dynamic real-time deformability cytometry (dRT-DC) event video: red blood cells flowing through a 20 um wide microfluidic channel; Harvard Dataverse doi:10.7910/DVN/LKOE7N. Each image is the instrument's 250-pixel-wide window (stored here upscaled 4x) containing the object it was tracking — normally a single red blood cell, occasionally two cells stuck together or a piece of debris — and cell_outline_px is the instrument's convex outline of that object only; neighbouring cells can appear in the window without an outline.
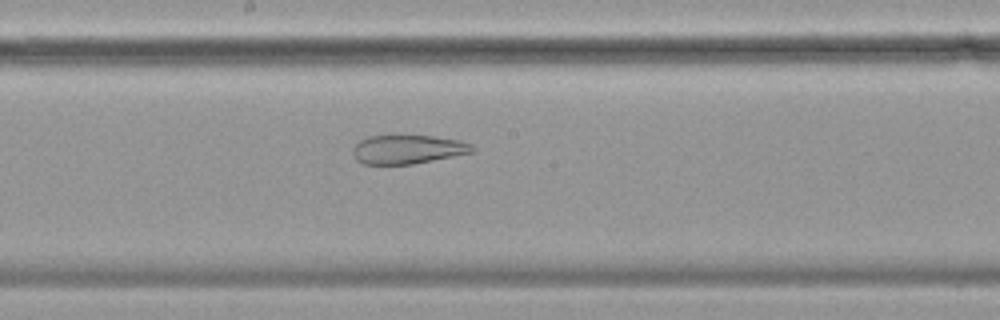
{"species": "common noctule bat (a hibernating species)", "species_latin": "Nyctalus noctula", "temperature_condition": "cold", "stored_images_in_passage": 57, "camera_frame_rate_fps": 3000, "um_per_image_px": 0.085, "animal": {"sex": "female", "body_mass_g": 19.9}, "frame": {"image": 1, "passage_image": 30, "time_ms": 9.667, "image_size_px": [1000, 320], "cell_outline_px": [[476, 152], [412, 164], [364, 164], [356, 160], [352, 152], [352, 148], [360, 140], [368, 136], [432, 136], [456, 140], [472, 144], [476, 148]], "centroid_in_image_um": [34.66, 12.7], "position_along_channel_um": 213.5, "area_um2": 20.06}}
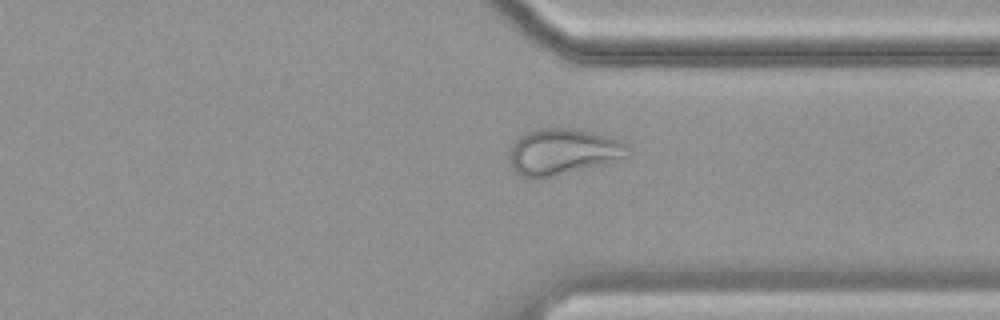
{"frame": {"image": 2, "passage_image": 43, "time_ms": 14.0, "image_size_px": [1000, 320], "cell_outline_px": [[632, 152], [628, 156], [604, 164], [544, 180], [528, 180], [520, 176], [512, 168], [508, 160], [508, 152], [516, 140], [520, 136], [528, 132], [540, 128], [576, 128], [592, 132], [620, 140], [628, 144]], "centroid_in_image_um": [47.82, 12.94], "position_along_channel_um": 363.6, "area_um2": 32.77}}
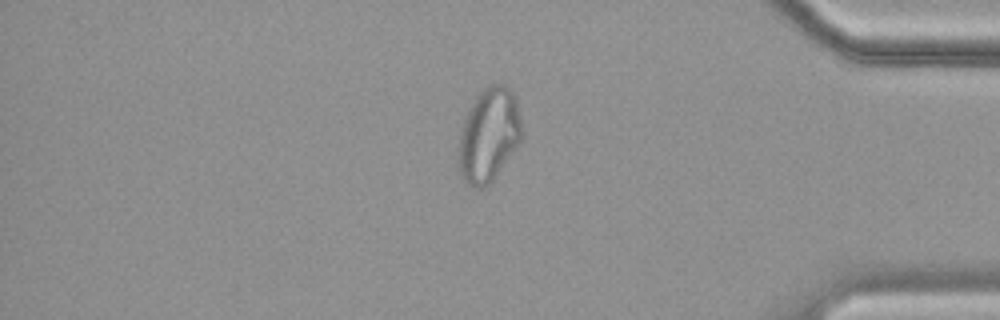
{"frame": {"image": 3, "passage_image": 48, "time_ms": 15.667, "image_size_px": [1000, 320], "cell_outline_px": [[520, 140], [488, 188], [472, 188], [460, 176], [460, 132], [464, 116], [476, 96], [488, 84], [504, 84], [516, 96], [520, 120]], "centroid_in_image_um": [41.53, 11.47], "position_along_channel_um": 393.7, "area_um2": 34.22}}